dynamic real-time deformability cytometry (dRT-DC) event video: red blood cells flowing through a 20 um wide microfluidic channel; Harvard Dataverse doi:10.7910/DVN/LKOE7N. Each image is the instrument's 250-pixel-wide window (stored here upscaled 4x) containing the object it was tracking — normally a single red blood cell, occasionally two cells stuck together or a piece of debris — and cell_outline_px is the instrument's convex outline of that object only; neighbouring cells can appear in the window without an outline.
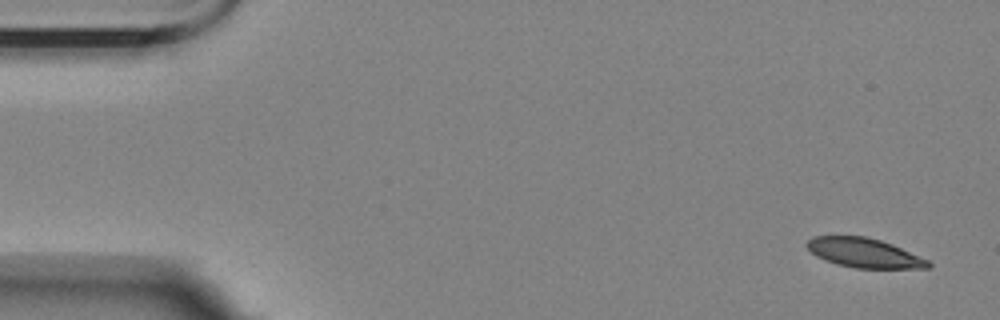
{"species": "Egyptian fruit bat (a non-hibernating species)", "species_latin": "Rousettus aegyptiacus", "temperature_condition": "room temperature", "stored_images_in_passage": 5, "camera_frame_rate_fps": 3000, "um_per_image_px": 0.085, "animal": {"sex": "female"}, "frame": {"image": 1, "passage_image": 1, "time_ms": 0.0, "image_size_px": [1000, 320], "cell_outline_px": [[932, 268], [852, 268], [836, 264], [816, 256], [804, 244], [812, 236], [864, 236], [880, 240], [892, 244], [928, 260], [932, 264]], "centroid_in_image_um": [73.44, 21.5], "position_along_channel_um": 11.6, "area_um2": 20.75}}
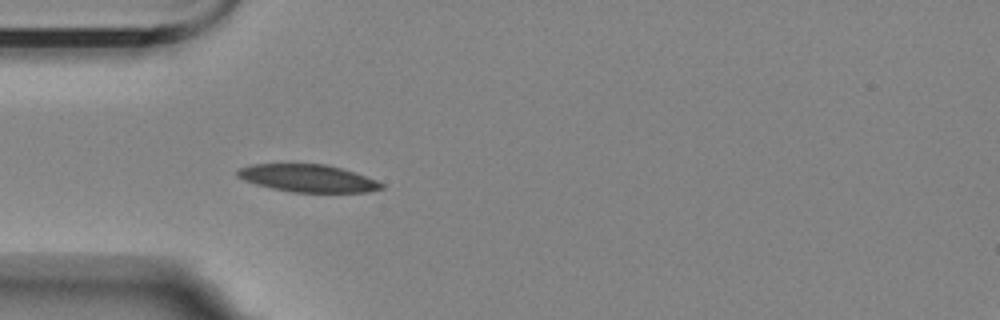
{"frame": {"image": 2, "passage_image": 5, "time_ms": 4.667, "image_size_px": [1000, 320], "cell_outline_px": [[384, 188], [368, 192], [292, 192], [272, 188], [256, 184], [244, 180], [236, 176], [236, 172], [240, 168], [252, 164], [328, 164], [376, 180], [384, 184]], "centroid_in_image_um": [26.15, 15.15], "position_along_channel_um": 58.8, "area_um2": 22.89}}